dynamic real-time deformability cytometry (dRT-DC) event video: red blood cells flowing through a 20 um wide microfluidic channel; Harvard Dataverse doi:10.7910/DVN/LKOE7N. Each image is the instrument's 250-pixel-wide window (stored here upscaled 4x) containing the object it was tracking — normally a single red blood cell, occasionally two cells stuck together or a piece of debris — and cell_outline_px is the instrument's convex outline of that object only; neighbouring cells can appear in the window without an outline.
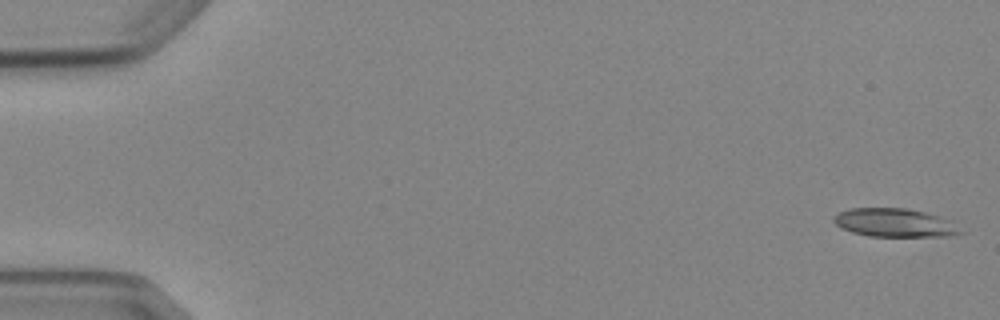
{"species": "Egyptian fruit bat (a non-hibernating species)", "species_latin": "Rousettus aegyptiacus", "temperature_condition": "cold", "stored_images_in_passage": 6, "camera_frame_rate_fps": 3000, "um_per_image_px": 0.085, "animal": {"sex": "female"}, "frame": {"image": 1, "passage_image": 1, "time_ms": 0.0, "image_size_px": [1000, 320], "cell_outline_px": [[968, 232], [952, 236], [868, 236], [852, 232], [836, 224], [832, 220], [832, 216], [848, 208], [908, 208], [940, 216], [952, 220]], "centroid_in_image_um": [76.14, 18.93], "position_along_channel_um": 8.9, "area_um2": 21.39}}
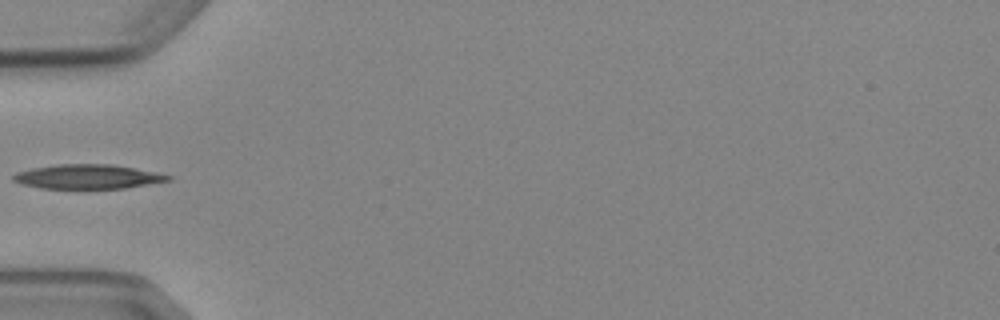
{"frame": {"image": 2, "passage_image": 5, "time_ms": 5.667, "image_size_px": [1000, 320], "cell_outline_px": [[172, 180], [124, 188], [40, 188], [20, 184], [12, 180], [12, 176], [16, 172], [32, 168], [56, 164], [112, 164], [136, 168], [156, 172], [172, 176]], "centroid_in_image_um": [7.44, 15.01], "position_along_channel_um": 77.6, "area_um2": 22.02}}
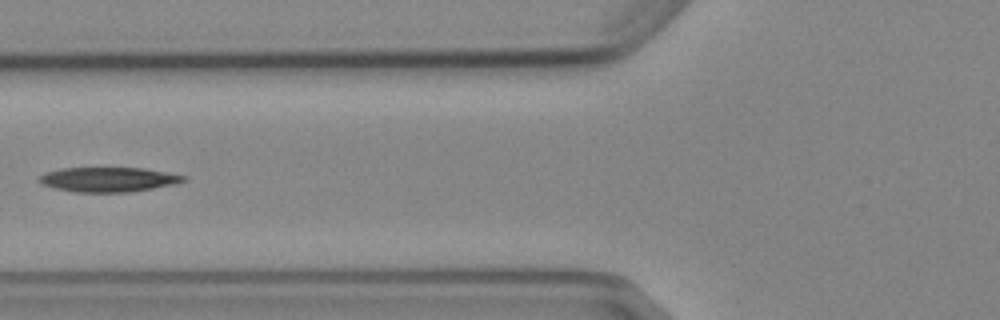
{"frame": {"image": 3, "passage_image": 6, "time_ms": 6.667, "image_size_px": [1000, 320], "cell_outline_px": [[188, 180], [176, 184], [128, 192], [76, 192], [56, 188], [40, 184], [36, 180], [36, 176], [44, 172], [60, 168], [144, 168], [188, 176]], "centroid_in_image_um": [9.17, 15.25], "position_along_channel_um": 116.6, "area_um2": 20.98}}